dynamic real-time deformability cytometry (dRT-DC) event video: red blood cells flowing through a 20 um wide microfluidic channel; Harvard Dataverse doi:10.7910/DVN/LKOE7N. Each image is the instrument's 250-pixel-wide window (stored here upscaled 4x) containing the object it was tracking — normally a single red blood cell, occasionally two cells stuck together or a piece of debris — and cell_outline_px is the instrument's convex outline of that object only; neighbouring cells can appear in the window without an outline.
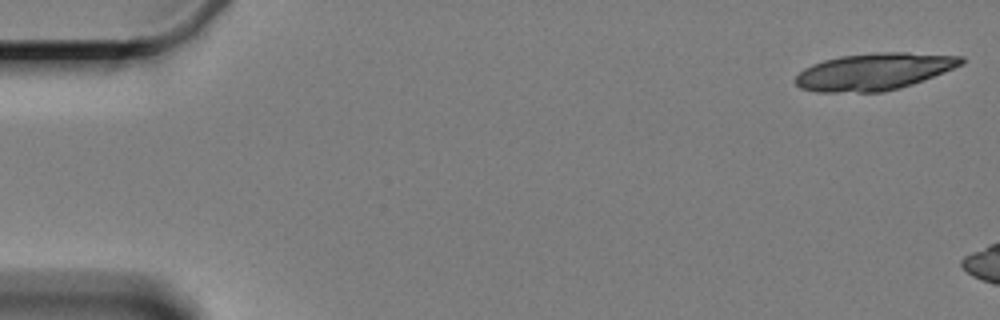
{"species": "Egyptian fruit bat (a non-hibernating species)", "species_latin": "Rousettus aegyptiacus", "temperature_condition": "cold", "stored_images_in_passage": 3, "camera_frame_rate_fps": 3000, "um_per_image_px": 0.085, "animal": {"sex": "female"}, "frame": {"image": 1, "passage_image": 1, "time_ms": 0.0, "image_size_px": [1000, 320], "cell_outline_px": [[964, 64], [944, 72], [912, 84], [900, 88], [884, 92], [816, 92], [800, 88], [792, 80], [804, 68], [812, 64], [824, 60], [840, 56], [880, 52], [908, 52], [964, 56]], "centroid_in_image_um": [74.29, 6.08], "position_along_channel_um": 10.7, "area_um2": 35.89}}